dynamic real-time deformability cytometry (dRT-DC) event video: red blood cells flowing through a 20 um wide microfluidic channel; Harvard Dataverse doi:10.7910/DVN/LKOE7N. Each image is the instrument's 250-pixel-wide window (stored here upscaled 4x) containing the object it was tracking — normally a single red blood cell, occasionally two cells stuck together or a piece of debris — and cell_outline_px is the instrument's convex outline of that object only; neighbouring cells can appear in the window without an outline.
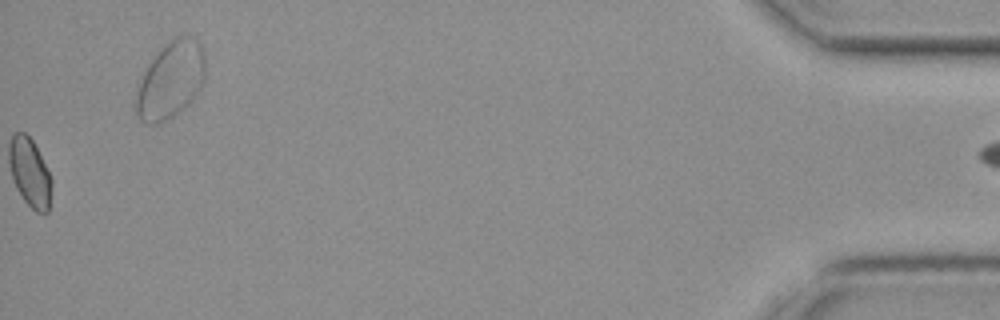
{"species": "common noctule bat (a hibernating species)", "species_latin": "Nyctalus noctula", "temperature_condition": "cold", "stored_images_in_passage": 50, "segment_of_instrument_passage": [2, 2], "camera_frame_rate_fps": 3000, "um_per_image_px": 0.085, "animal": {"sex": "female", "body_mass_g": 19.3, "forearm_length_mm": 54.1}, "frame": {"image": 1, "passage_image": 50, "time_ms": 16.333, "image_size_px": [1000, 320], "cell_outline_px": [[204, 80], [200, 88], [192, 100], [172, 116], [156, 124], [144, 124], [136, 116], [136, 92], [140, 80], [148, 64], [160, 48], [176, 36], [184, 36], [196, 40], [200, 44], [204, 56]], "centroid_in_image_um": [14.47, 6.82], "position_along_channel_um": 420.7, "area_um2": 30.63}}